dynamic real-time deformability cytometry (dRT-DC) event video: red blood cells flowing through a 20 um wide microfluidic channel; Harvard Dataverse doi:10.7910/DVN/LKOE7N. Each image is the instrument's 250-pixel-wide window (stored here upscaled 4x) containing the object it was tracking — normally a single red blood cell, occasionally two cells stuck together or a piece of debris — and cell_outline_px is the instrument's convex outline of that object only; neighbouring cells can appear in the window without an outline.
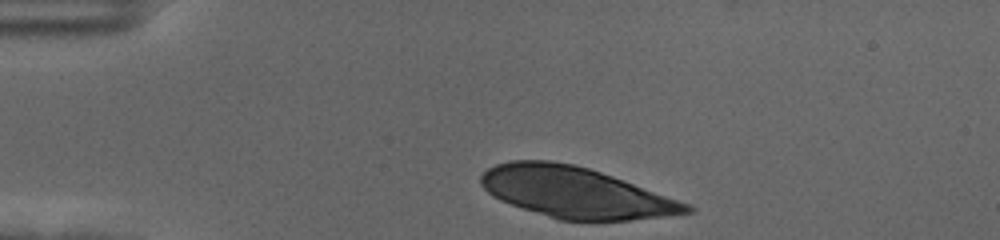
{"species": "human", "species_latin": "Homo sapiens", "temperature_condition": "cold", "stored_images_in_passage": 35, "camera_frame_rate_fps": 3000, "um_per_image_px": 0.085, "donor": {"sex": "female"}, "frame": {"image": 1, "passage_image": 1, "time_ms": 0.0, "image_size_px": [1000, 240], "cell_outline_px": [[696, 212], [628, 220], [560, 220], [500, 200], [492, 196], [480, 184], [480, 176], [488, 168], [496, 164], [512, 160], [552, 160], [572, 164], [588, 168], [612, 176], [688, 204], [696, 208]], "centroid_in_image_um": [48.88, 16.35], "position_along_channel_um": 36.1, "area_um2": 60.0}}